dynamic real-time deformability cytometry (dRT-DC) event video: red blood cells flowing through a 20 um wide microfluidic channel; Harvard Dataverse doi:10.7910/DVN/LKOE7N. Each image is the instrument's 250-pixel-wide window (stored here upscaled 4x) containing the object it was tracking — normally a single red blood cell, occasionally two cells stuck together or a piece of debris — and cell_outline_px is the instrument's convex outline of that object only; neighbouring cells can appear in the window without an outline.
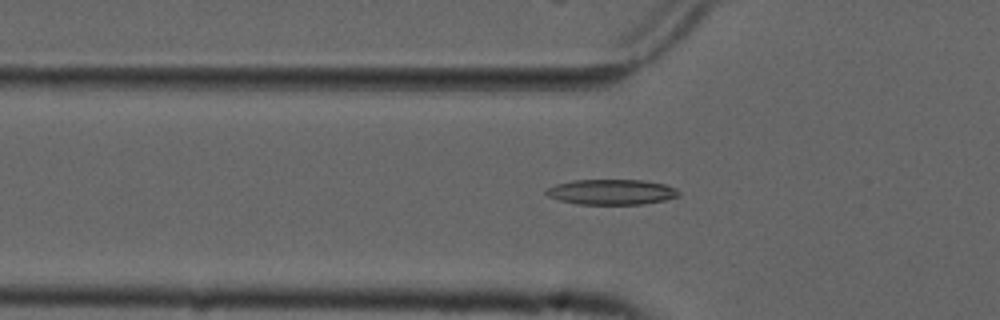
{"species": "common noctule bat (a hibernating species)", "species_latin": "Nyctalus noctula", "temperature_condition": "cold", "stored_images_in_passage": 55, "camera_frame_rate_fps": 3000, "um_per_image_px": 0.085, "animal": {"sex": "male", "forearm_length_mm": 52.5}, "frame": {"image": 1, "passage_image": 19, "time_ms": 6.0, "image_size_px": [1000, 320], "cell_outline_px": [[680, 196], [664, 200], [640, 204], [576, 204], [560, 200], [548, 196], [544, 192], [548, 188], [556, 184], [572, 180], [640, 180], [664, 184], [676, 188], [680, 192]], "centroid_in_image_um": [51.98, 16.32], "position_along_channel_um": 73.8, "area_um2": 19.48}}
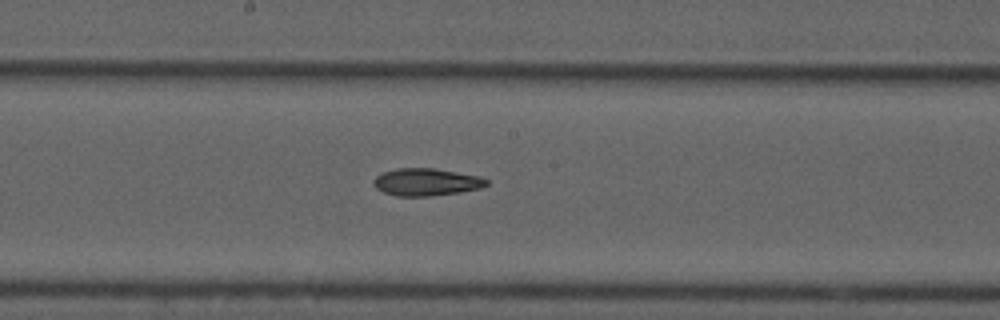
{"frame": {"image": 2, "passage_image": 30, "time_ms": 9.667, "image_size_px": [1000, 320], "cell_outline_px": [[488, 184], [480, 188], [460, 192], [432, 196], [396, 196], [384, 192], [376, 188], [372, 184], [372, 180], [376, 176], [384, 172], [396, 168], [432, 168], [480, 176], [488, 180]], "centroid_in_image_um": [36.21, 15.48], "position_along_channel_um": 212.0, "area_um2": 18.03}}
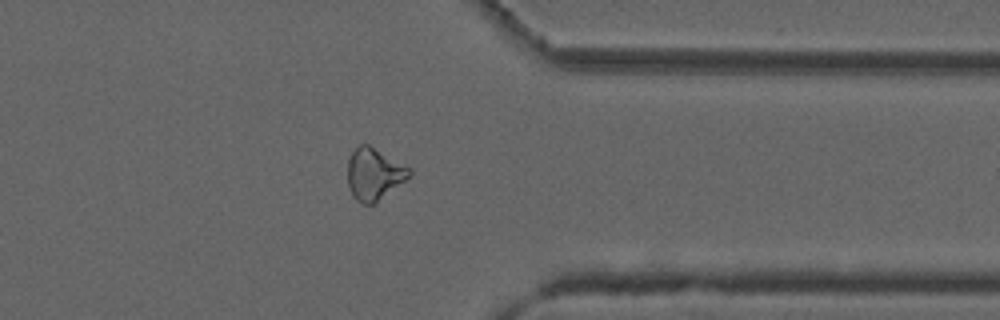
{"frame": {"image": 3, "passage_image": 44, "time_ms": 14.333, "image_size_px": [1000, 320], "cell_outline_px": [[412, 172], [404, 180], [372, 204], [360, 204], [352, 196], [348, 184], [348, 160], [352, 152], [360, 144], [368, 144], [408, 164], [412, 168]], "centroid_in_image_um": [31.8, 14.75], "position_along_channel_um": 379.6, "area_um2": 18.61}, "authors_computed_cell_mechanics": {"area_um2": 18.6116, "velocity_mm_per_s": 3.7446, "shape_relaxation_time_tau1_ms": null, "shape_relaxation_time_tau2_ms": 6.9641, "deformation_change_tau1": null, "deformation_change_tau2": 0.1586}}